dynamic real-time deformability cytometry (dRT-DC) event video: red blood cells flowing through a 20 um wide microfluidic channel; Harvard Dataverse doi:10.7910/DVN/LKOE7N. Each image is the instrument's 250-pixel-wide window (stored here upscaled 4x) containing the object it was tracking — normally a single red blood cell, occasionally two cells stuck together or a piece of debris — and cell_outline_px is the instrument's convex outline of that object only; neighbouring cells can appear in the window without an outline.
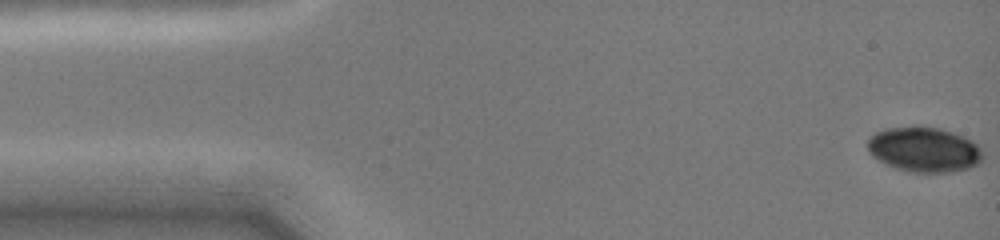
{"species": "common noctule bat (a hibernating species)", "species_latin": "Nyctalus noctula", "temperature_condition": "cold", "stored_images_in_passage": 32, "camera_frame_rate_fps": 3000, "um_per_image_px": 0.085, "animal": {"sex": "female", "body_mass_g": 19.0, "forearm_length_mm": 51.5}, "frame": {"image": 1, "passage_image": 1, "time_ms": 0.0, "image_size_px": [1000, 240], "cell_outline_px": [[980, 160], [976, 164], [968, 168], [952, 172], [908, 172], [896, 168], [872, 156], [868, 148], [868, 140], [876, 132], [884, 128], [916, 124], [940, 128], [964, 136], [972, 140], [980, 148]], "centroid_in_image_um": [78.52, 12.67], "position_along_channel_um": 6.5, "area_um2": 30.29}}
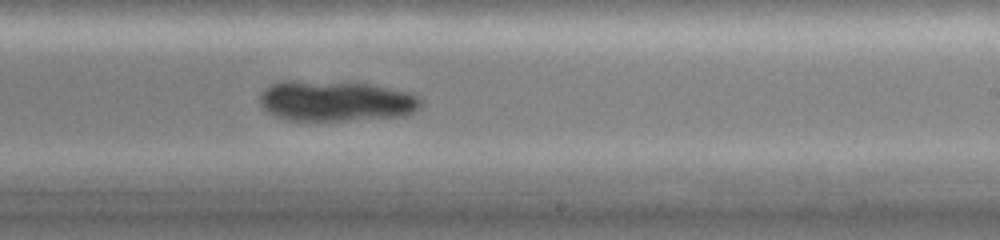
{"frame": {"image": 2, "passage_image": 32, "time_ms": 9.333, "image_size_px": [1000, 240], "cell_outline_px": [[420, 104], [412, 112], [404, 116], [344, 120], [284, 120], [268, 112], [260, 104], [260, 92], [264, 88], [272, 84], [284, 80], [368, 84], [412, 92], [420, 100]], "centroid_in_image_um": [28.5, 8.59], "position_along_channel_um": 260.5, "area_um2": 37.69}}